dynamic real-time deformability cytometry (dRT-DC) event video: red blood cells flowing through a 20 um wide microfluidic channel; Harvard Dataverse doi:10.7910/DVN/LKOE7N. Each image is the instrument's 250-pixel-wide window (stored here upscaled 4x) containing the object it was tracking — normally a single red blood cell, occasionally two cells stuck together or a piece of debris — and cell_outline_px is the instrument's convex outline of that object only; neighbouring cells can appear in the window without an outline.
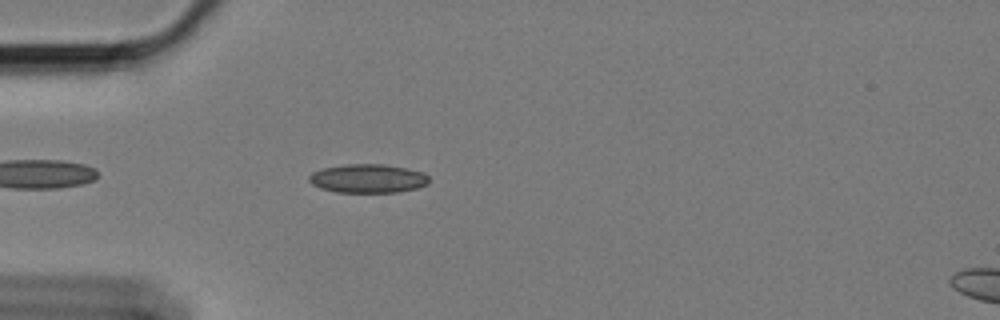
{"species": "Egyptian fruit bat (a non-hibernating species)", "species_latin": "Rousettus aegyptiacus", "temperature_condition": "cold", "stored_images_in_passage": 47, "camera_frame_rate_fps": 3000, "um_per_image_px": 0.085, "animal": {"sex": "female"}, "frame": {"image": 1, "passage_image": 5, "time_ms": 1.333, "image_size_px": [1000, 320], "cell_outline_px": [[428, 184], [416, 188], [396, 192], [336, 192], [320, 188], [312, 184], [308, 180], [308, 176], [312, 172], [324, 168], [344, 164], [384, 164], [408, 168], [424, 172], [428, 176]], "centroid_in_image_um": [31.27, 15.16], "position_along_channel_um": 53.7, "area_um2": 20.17}}
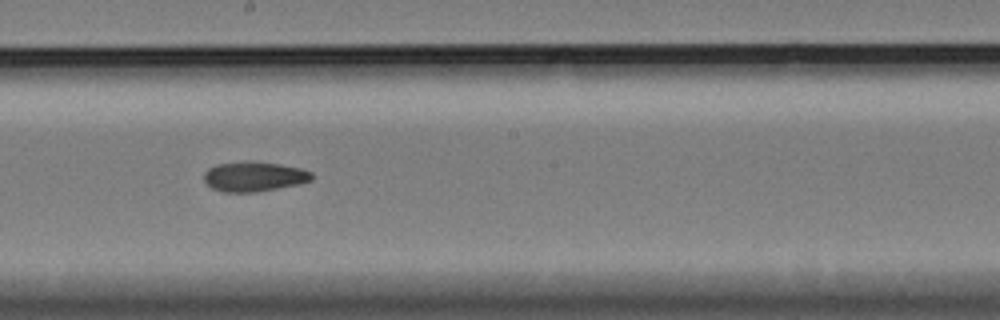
{"frame": {"image": 2, "passage_image": 21, "time_ms": 6.667, "image_size_px": [1000, 320], "cell_outline_px": [[312, 180], [300, 184], [256, 192], [224, 192], [212, 188], [204, 180], [204, 172], [208, 168], [216, 164], [248, 160], [252, 160], [280, 164], [300, 168], [312, 172]], "centroid_in_image_um": [21.59, 14.99], "position_along_channel_um": 226.6, "area_um2": 18.96}}
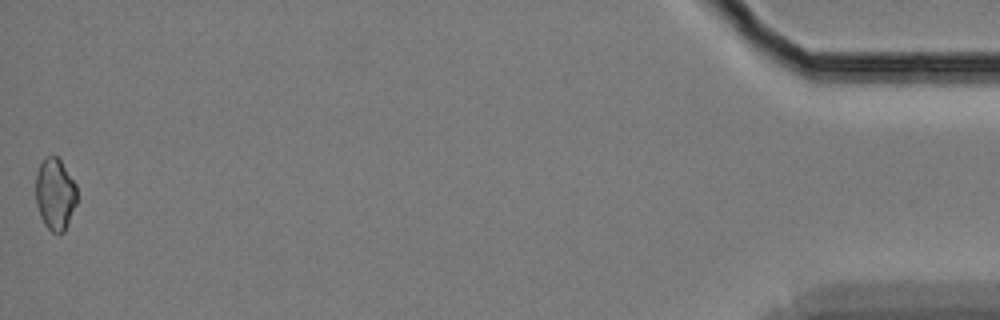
{"frame": {"image": 3, "passage_image": 47, "time_ms": 15.333, "image_size_px": [1000, 320], "cell_outline_px": [[76, 204], [64, 232], [52, 232], [44, 224], [40, 216], [36, 204], [36, 176], [40, 164], [44, 156], [56, 156], [60, 160], [76, 184]], "centroid_in_image_um": [4.67, 16.49], "position_along_channel_um": 430.5, "area_um2": 17.11}}